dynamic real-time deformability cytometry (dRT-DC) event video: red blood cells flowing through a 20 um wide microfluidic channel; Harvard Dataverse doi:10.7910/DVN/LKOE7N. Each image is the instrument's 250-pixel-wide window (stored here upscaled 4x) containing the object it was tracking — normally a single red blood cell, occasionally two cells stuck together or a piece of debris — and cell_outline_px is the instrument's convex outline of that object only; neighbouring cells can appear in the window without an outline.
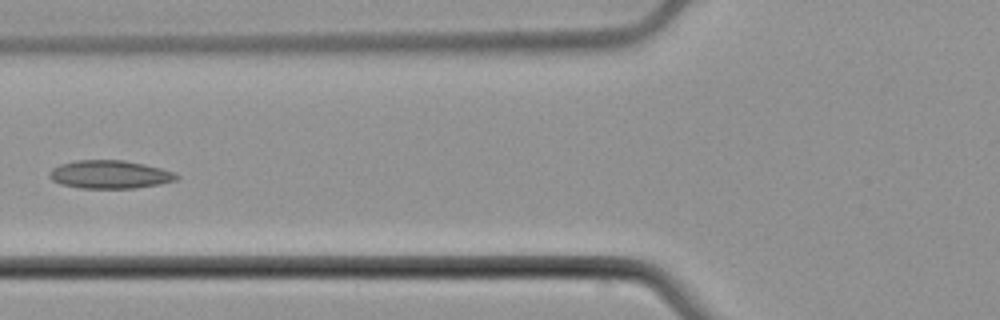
{"species": "common noctule bat (a hibernating species)", "species_latin": "Nyctalus noctula", "temperature_condition": "cold", "stored_images_in_passage": 8, "camera_frame_rate_fps": 3000, "um_per_image_px": 0.085, "animal": {"sex": "male", "body_mass_g": 21.5, "forearm_length_mm": 52.0}, "frame": {"image": 1, "passage_image": 7, "time_ms": 7.333, "image_size_px": [1000, 320], "cell_outline_px": [[180, 176], [176, 180], [160, 184], [136, 188], [80, 188], [60, 184], [52, 180], [48, 176], [52, 168], [60, 164], [76, 160], [124, 160], [144, 164], [160, 168], [172, 172]], "centroid_in_image_um": [9.31, 14.83], "position_along_channel_um": 116.5, "area_um2": 20.87}}
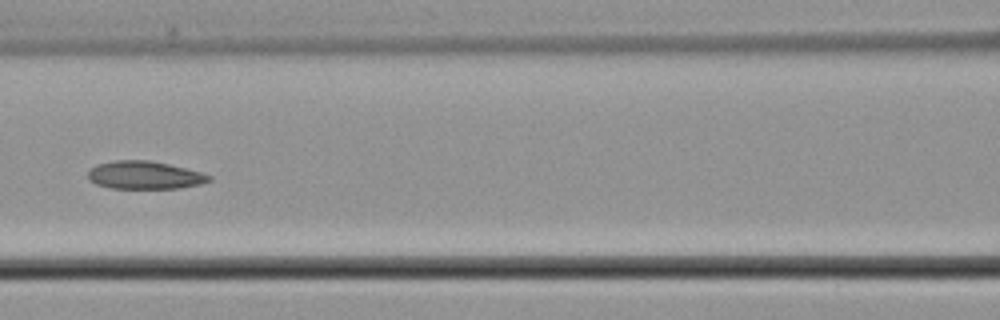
{"frame": {"image": 2, "passage_image": 8, "time_ms": 8.333, "image_size_px": [1000, 320], "cell_outline_px": [[212, 180], [200, 184], [180, 188], [112, 188], [96, 184], [88, 180], [88, 172], [96, 164], [116, 160], [148, 160], [168, 164], [200, 172], [212, 176]], "centroid_in_image_um": [12.28, 14.89], "position_along_channel_um": 154.3, "area_um2": 19.59}}